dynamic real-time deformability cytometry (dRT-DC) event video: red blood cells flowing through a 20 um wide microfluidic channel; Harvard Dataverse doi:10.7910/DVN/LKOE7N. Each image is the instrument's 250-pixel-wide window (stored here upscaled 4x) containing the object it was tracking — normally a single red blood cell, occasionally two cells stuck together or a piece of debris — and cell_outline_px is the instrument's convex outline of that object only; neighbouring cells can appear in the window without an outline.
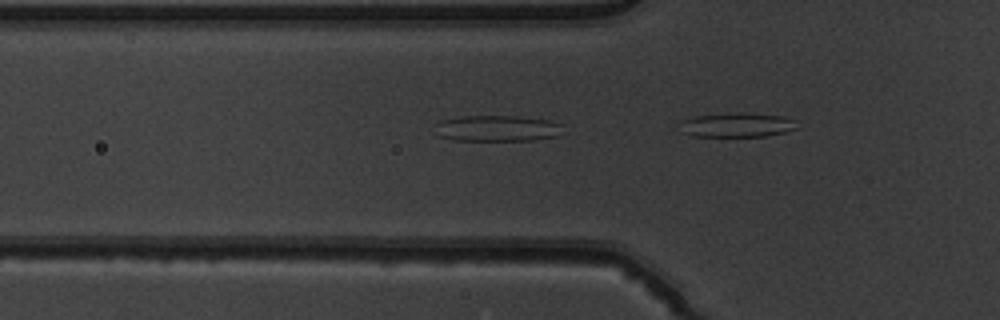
{"species": "common noctule bat (a hibernating species)", "species_latin": "Nyctalus noctula", "temperature_condition": "warm", "stored_images_in_passage": 3, "segment_of_instrument_passage": [1, 2], "camera_frame_rate_fps": 3000, "um_per_image_px": 0.085, "animal": {"sex": "male", "body_mass_g": 19.5, "forearm_length_mm": 54.6}, "frame": {"image": 1, "passage_image": 2, "time_ms": 0.333, "image_size_px": [1000, 320], "cell_outline_px": [[560, 124], [556, 136], [536, 140], [452, 140], [440, 136], [436, 124], [440, 120], [460, 116], [520, 116], [548, 120]], "centroid_in_image_um": [42.21, 10.9], "position_along_channel_um": 83.6, "area_um2": 19.07}}